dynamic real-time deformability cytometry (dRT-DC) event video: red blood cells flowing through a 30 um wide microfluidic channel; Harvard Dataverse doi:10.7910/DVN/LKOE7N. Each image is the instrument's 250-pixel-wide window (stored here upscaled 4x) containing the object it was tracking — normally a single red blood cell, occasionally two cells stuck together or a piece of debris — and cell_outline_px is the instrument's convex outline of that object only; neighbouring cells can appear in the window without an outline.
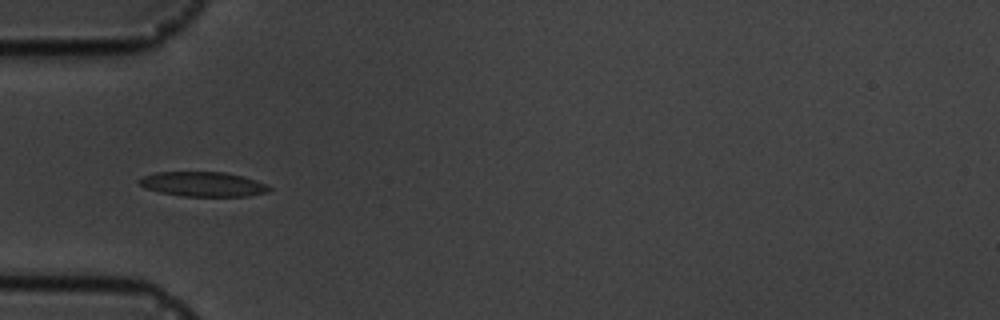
{"species": "common noctule bat (a hibernating species)", "species_latin": "Nyctalus noctula", "temperature_condition": "cold", "stored_images_in_passage": 8, "camera_frame_rate_fps": 3000, "um_per_image_px": 0.085, "animal": {"sex": "male", "body_mass_g": 19.5, "forearm_length_mm": 54.6}, "frame": {"image": 1, "passage_image": 6, "time_ms": 5.667, "image_size_px": [1000, 320], "cell_outline_px": [[272, 188], [268, 192], [248, 196], [180, 196], [160, 192], [144, 188], [136, 180], [144, 176], [156, 172], [224, 172], [244, 176], [268, 184]], "centroid_in_image_um": [17.27, 15.65], "position_along_channel_um": 67.7, "area_um2": 18.84}}
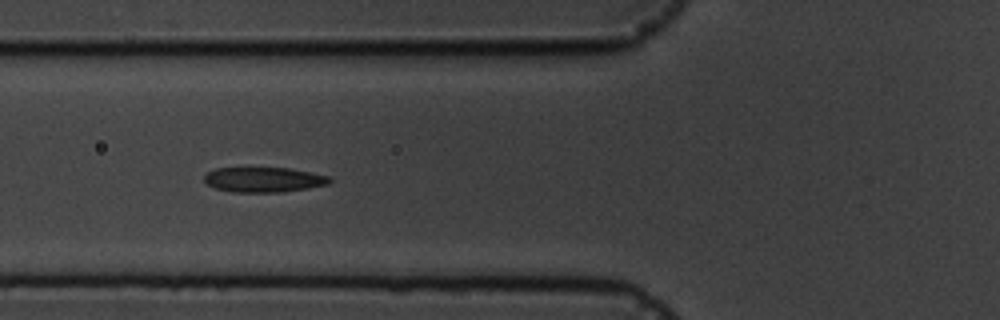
{"frame": {"image": 2, "passage_image": 7, "time_ms": 6.667, "image_size_px": [1000, 320], "cell_outline_px": [[332, 180], [328, 184], [308, 188], [284, 192], [232, 192], [216, 188], [208, 184], [204, 180], [204, 176], [208, 172], [216, 168], [288, 168], [332, 176]], "centroid_in_image_um": [22.45, 15.27], "position_along_channel_um": 103.3, "area_um2": 18.26}}
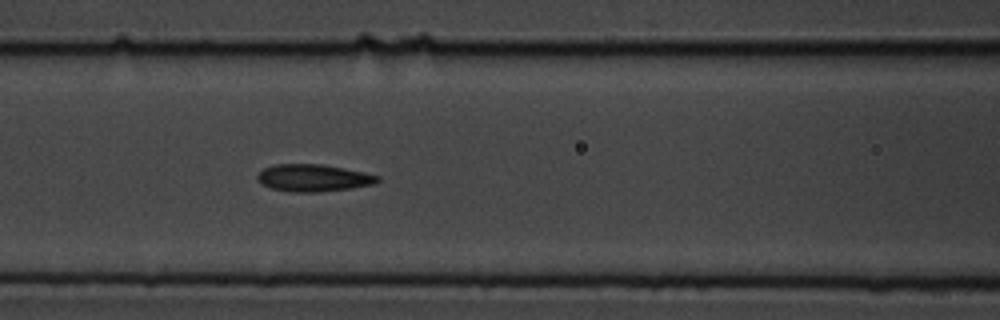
{"frame": {"image": 3, "passage_image": 8, "time_ms": 7.667, "image_size_px": [1000, 320], "cell_outline_px": [[380, 180], [376, 184], [352, 188], [320, 192], [292, 192], [272, 188], [256, 180], [256, 176], [264, 168], [272, 164], [320, 164], [344, 168], [364, 172], [380, 176]], "centroid_in_image_um": [26.66, 15.12], "position_along_channel_um": 139.9, "area_um2": 19.13}}